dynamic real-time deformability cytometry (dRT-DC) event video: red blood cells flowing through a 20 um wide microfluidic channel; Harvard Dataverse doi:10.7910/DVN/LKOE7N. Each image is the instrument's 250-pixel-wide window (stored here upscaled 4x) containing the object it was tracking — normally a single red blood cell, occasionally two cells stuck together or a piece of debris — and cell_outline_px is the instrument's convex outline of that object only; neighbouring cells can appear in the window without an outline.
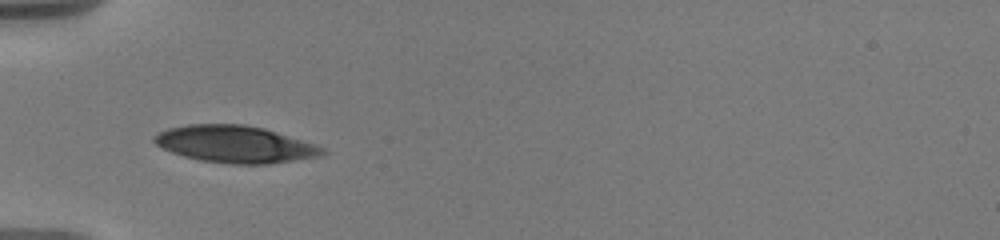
{"species": "human", "species_latin": "Homo sapiens", "temperature_condition": "warm", "stored_images_in_passage": 58, "camera_frame_rate_fps": 3000, "um_per_image_px": 0.085, "donor": {"sex": "male"}, "frame": {"image": 1, "passage_image": 1, "time_ms": 0.0, "image_size_px": [1000, 240], "cell_outline_px": [[324, 152], [320, 156], [296, 160], [268, 164], [232, 164], [200, 160], [184, 156], [172, 152], [156, 144], [152, 140], [152, 136], [168, 128], [188, 124], [244, 124], [264, 128], [316, 144], [324, 148]], "centroid_in_image_um": [19.98, 12.25], "position_along_channel_um": 65.0, "area_um2": 36.18}}
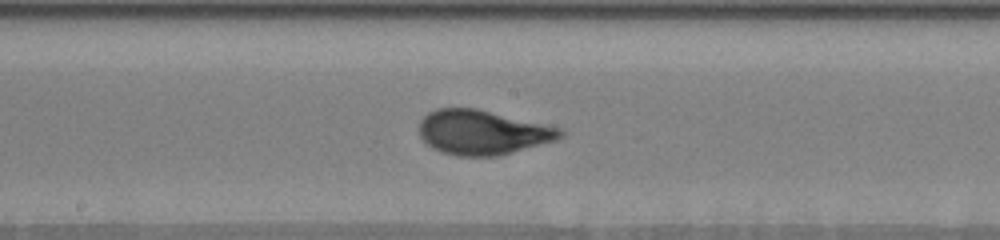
{"frame": {"image": 2, "passage_image": 17, "time_ms": 4.0, "image_size_px": [1000, 240], "cell_outline_px": [[564, 136], [556, 140], [496, 156], [460, 156], [444, 152], [432, 148], [420, 136], [420, 120], [428, 112], [436, 108], [476, 108], [564, 128]], "centroid_in_image_um": [41.04, 11.23], "position_along_channel_um": 207.2, "area_um2": 36.53}}
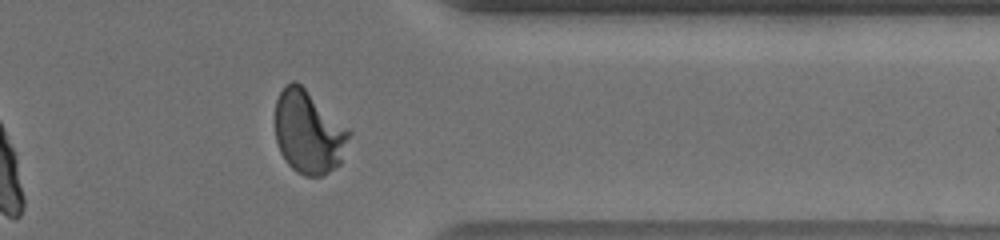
{"frame": {"image": 3, "passage_image": 46, "time_ms": 9.0, "image_size_px": [1000, 240], "cell_outline_px": [[352, 132], [340, 164], [328, 172], [320, 176], [304, 176], [296, 172], [284, 160], [280, 152], [276, 140], [276, 100], [284, 84], [292, 80], [296, 80], [348, 128]], "centroid_in_image_um": [26.22, 11.23], "position_along_channel_um": 385.2, "area_um2": 35.78}, "authors_computed_cell_mechanics": {"area_um2": 36.1539, "velocity_mm_per_s": 3.6464, "shape_relaxation_time_tau1_ms": 3.7486, "shape_relaxation_time_tau2_ms": null, "deformation_change_tau1": 0.1936, "deformation_change_tau2": null}}